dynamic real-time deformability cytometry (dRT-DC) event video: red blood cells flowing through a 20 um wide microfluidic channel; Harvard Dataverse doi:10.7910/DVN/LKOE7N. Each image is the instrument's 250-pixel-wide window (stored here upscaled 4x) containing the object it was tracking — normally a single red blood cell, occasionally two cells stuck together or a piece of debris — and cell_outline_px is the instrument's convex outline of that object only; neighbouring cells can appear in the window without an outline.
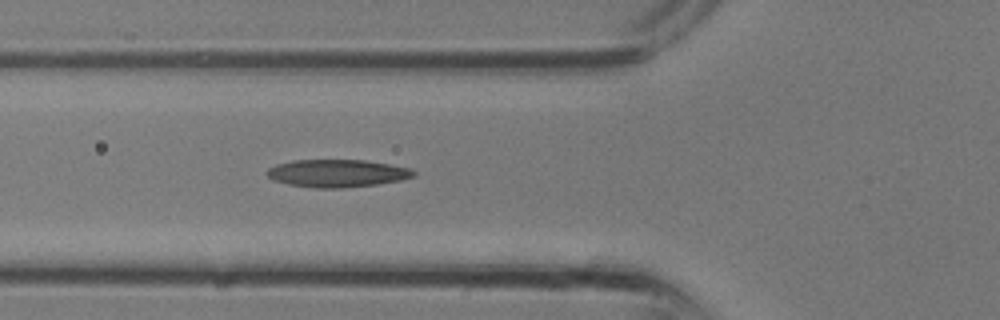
{"species": "common noctule bat (a hibernating species)", "species_latin": "Nyctalus noctula", "temperature_condition": "room temperature", "stored_images_in_passage": 7, "camera_frame_rate_fps": 3000, "um_per_image_px": 0.085, "animal": {"sex": "male", "body_mass_g": 13.3}, "frame": {"image": 1, "passage_image": 7, "time_ms": 2.0, "image_size_px": [1000, 320], "cell_outline_px": [[416, 176], [400, 180], [376, 184], [340, 188], [316, 188], [288, 184], [272, 180], [268, 176], [268, 168], [276, 164], [292, 160], [364, 160], [412, 168], [416, 172]], "centroid_in_image_um": [28.67, 14.72], "position_along_channel_um": 97.1, "area_um2": 23.58}}